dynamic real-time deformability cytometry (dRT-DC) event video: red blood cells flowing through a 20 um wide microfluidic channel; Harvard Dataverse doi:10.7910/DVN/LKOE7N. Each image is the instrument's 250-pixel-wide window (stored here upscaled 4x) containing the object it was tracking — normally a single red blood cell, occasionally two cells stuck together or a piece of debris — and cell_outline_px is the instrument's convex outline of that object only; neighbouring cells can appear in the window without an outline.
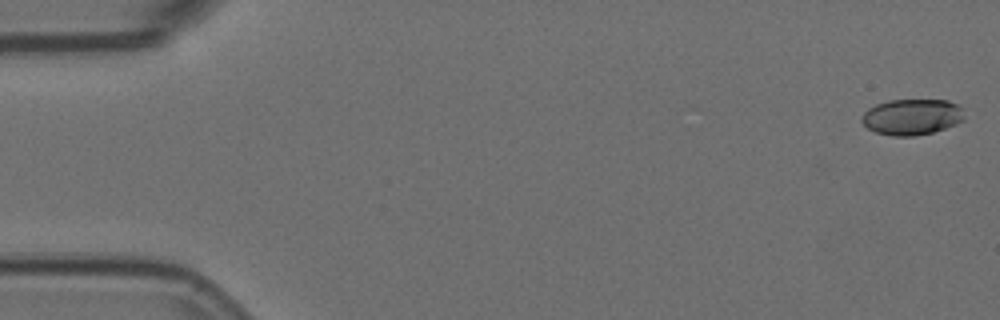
{"species": "Egyptian fruit bat (a non-hibernating species)", "species_latin": "Rousettus aegyptiacus", "temperature_condition": "room temperature", "stored_images_in_passage": 6, "camera_frame_rate_fps": 3000, "um_per_image_px": 0.085, "animal": {"sex": "female"}, "frame": {"image": 1, "passage_image": 1, "time_ms": 0.0, "image_size_px": [1000, 320], "cell_outline_px": [[964, 120], [956, 124], [932, 132], [916, 136], [892, 136], [876, 132], [868, 128], [860, 120], [860, 116], [868, 108], [876, 104], [888, 100], [948, 100], [960, 104], [964, 108]], "centroid_in_image_um": [77.53, 9.92], "position_along_channel_um": 7.5, "area_um2": 21.79}}
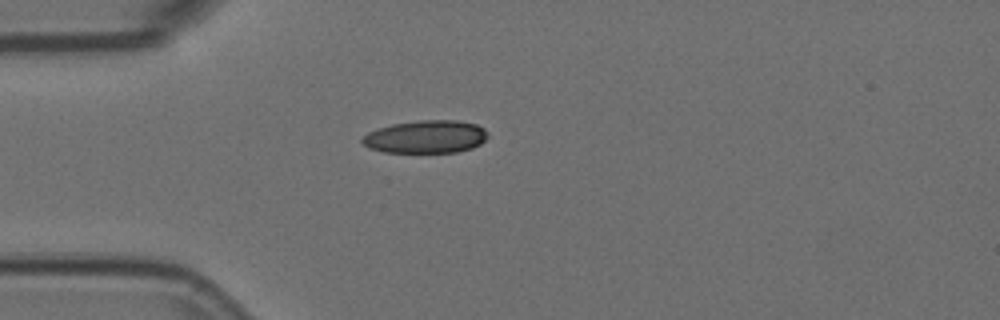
{"frame": {"image": 2, "passage_image": 4, "time_ms": 1.0, "image_size_px": [1000, 320], "cell_outline_px": [[488, 136], [480, 144], [472, 148], [456, 152], [384, 152], [368, 148], [360, 140], [368, 132], [376, 128], [392, 124], [420, 120], [456, 120], [476, 124], [484, 128], [488, 132]], "centroid_in_image_um": [36.19, 11.62], "position_along_channel_um": 48.8, "area_um2": 24.1}}